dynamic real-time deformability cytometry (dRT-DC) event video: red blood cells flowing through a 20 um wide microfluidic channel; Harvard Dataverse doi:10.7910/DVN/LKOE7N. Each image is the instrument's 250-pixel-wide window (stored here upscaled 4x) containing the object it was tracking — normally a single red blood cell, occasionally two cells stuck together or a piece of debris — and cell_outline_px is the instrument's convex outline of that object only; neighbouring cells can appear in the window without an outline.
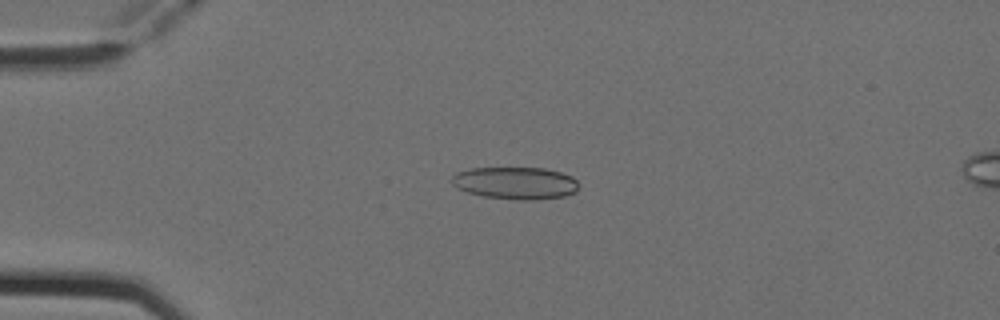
{"species": "Egyptian fruit bat (a non-hibernating species)", "species_latin": "Rousettus aegyptiacus", "temperature_condition": "cold", "stored_images_in_passage": 5, "camera_frame_rate_fps": 3000, "um_per_image_px": 0.085, "animal": {"sex": "female"}, "frame": {"image": 1, "passage_image": 1, "time_ms": 0.0, "image_size_px": [1000, 320], "cell_outline_px": [[580, 184], [576, 192], [564, 196], [536, 200], [520, 200], [484, 196], [468, 192], [456, 188], [452, 184], [452, 176], [456, 172], [472, 168], [544, 168], [560, 172], [572, 176]], "centroid_in_image_um": [43.83, 15.56], "position_along_channel_um": 41.2, "area_um2": 23.99}}
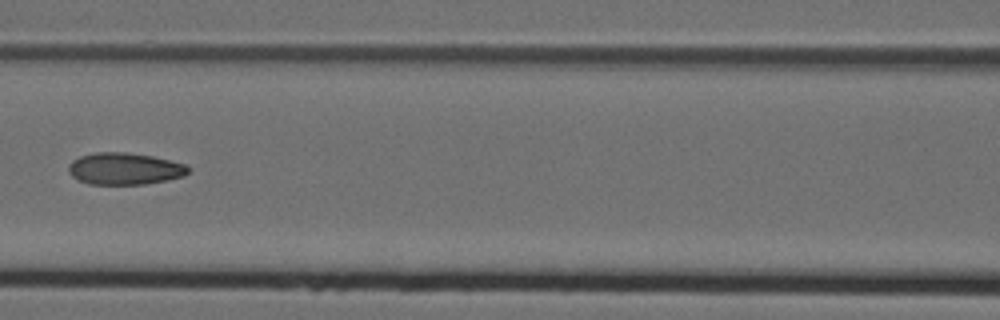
{"frame": {"image": 2, "passage_image": 4, "time_ms": 1.0, "image_size_px": [1000, 320], "cell_outline_px": [[192, 168], [184, 176], [168, 180], [144, 184], [88, 184], [72, 176], [68, 172], [68, 164], [72, 160], [80, 156], [96, 152], [128, 152], [152, 156], [188, 164]], "centroid_in_image_um": [10.62, 14.33], "position_along_channel_um": 156.0, "area_um2": 22.48}}
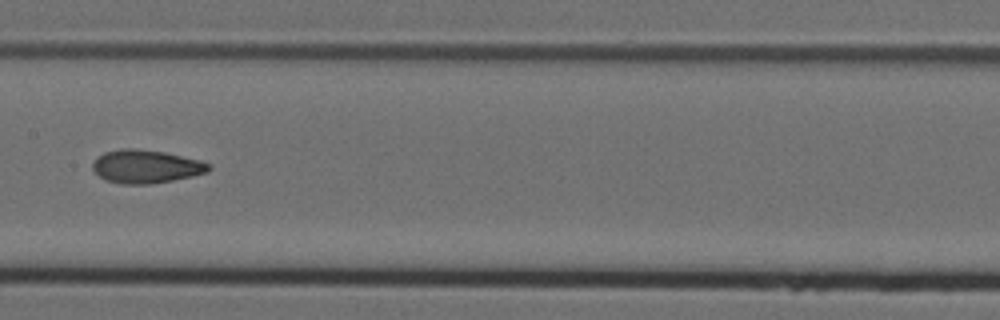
{"frame": {"image": 3, "passage_image": 5, "time_ms": 1.333, "image_size_px": [1000, 320], "cell_outline_px": [[212, 168], [208, 172], [192, 176], [152, 184], [120, 184], [104, 180], [92, 168], [92, 164], [96, 156], [104, 152], [120, 148], [136, 148], [164, 152], [200, 160], [212, 164]], "centroid_in_image_um": [12.4, 14.15], "position_along_channel_um": 195.0, "area_um2": 22.77}}